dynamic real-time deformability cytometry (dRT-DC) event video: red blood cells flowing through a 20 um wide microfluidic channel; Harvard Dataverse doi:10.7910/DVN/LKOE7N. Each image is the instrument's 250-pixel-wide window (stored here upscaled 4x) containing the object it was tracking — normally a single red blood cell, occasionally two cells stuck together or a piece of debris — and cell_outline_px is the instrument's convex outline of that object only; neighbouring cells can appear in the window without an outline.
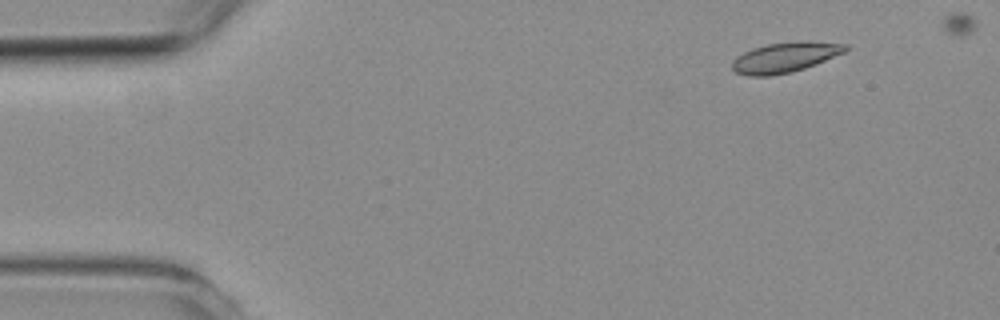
{"species": "common noctule bat (a hibernating species)", "species_latin": "Nyctalus noctula", "temperature_condition": "room temperature", "stored_images_in_passage": 3, "camera_frame_rate_fps": 3000, "um_per_image_px": 0.085, "animal": {"sex": "female", "body_mass_g": 19.3, "forearm_length_mm": 54.1}, "frame": {"image": 1, "passage_image": 1, "time_ms": 0.0, "image_size_px": [1000, 320], "cell_outline_px": [[848, 48], [844, 52], [816, 64], [792, 72], [768, 76], [748, 76], [736, 72], [732, 68], [732, 60], [736, 56], [752, 48], [768, 44], [848, 44]], "centroid_in_image_um": [66.6, 4.94], "position_along_channel_um": 18.4, "area_um2": 18.79}}
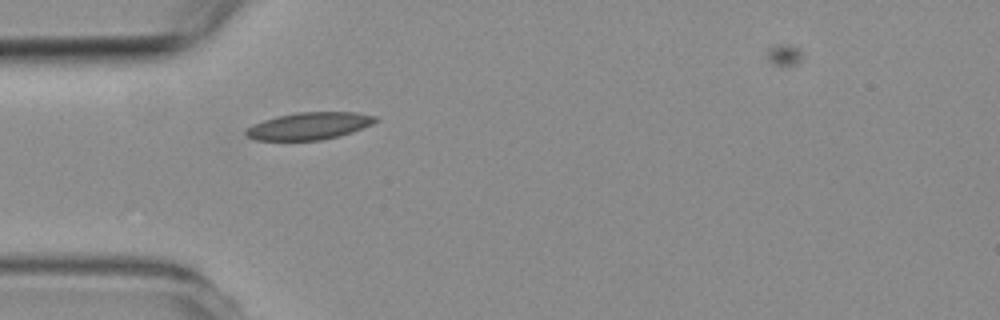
{"frame": {"image": 2, "passage_image": 3, "time_ms": 3.333, "image_size_px": [1000, 320], "cell_outline_px": [[376, 120], [372, 124], [352, 132], [340, 136], [320, 140], [256, 140], [248, 136], [244, 132], [252, 124], [276, 116], [296, 112], [356, 112], [376, 116]], "centroid_in_image_um": [26.27, 10.7], "position_along_channel_um": 58.7, "area_um2": 20.46}}